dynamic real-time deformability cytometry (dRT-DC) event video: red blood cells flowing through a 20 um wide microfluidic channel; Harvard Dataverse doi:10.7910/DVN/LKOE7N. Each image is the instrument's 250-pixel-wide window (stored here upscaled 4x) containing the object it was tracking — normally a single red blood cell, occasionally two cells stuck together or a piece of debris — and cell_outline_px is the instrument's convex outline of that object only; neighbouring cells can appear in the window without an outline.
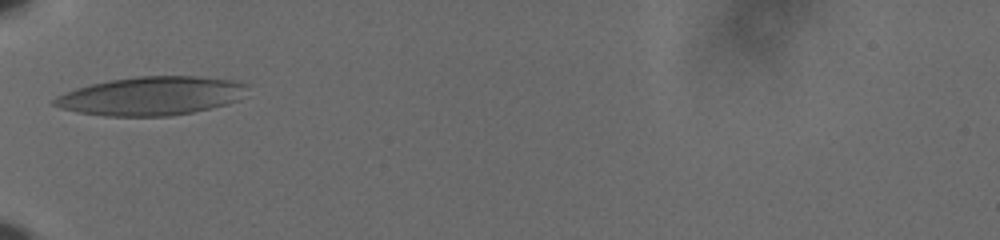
{"species": "human", "species_latin": "Homo sapiens", "temperature_condition": "cold", "stored_images_in_passage": 3, "camera_frame_rate_fps": 3000, "um_per_image_px": 0.085, "donor": {"sex": "male"}, "frame": {"image": 1, "passage_image": 1, "time_ms": 0.0, "image_size_px": [1000, 240], "cell_outline_px": [[244, 84], [240, 100], [192, 112], [172, 116], [104, 116], [76, 112], [60, 108], [52, 104], [52, 100], [56, 96], [64, 92], [76, 88], [108, 80], [140, 76], [196, 76], [236, 80]], "centroid_in_image_um": [12.78, 8.16], "position_along_channel_um": 72.2, "area_um2": 43.23}}